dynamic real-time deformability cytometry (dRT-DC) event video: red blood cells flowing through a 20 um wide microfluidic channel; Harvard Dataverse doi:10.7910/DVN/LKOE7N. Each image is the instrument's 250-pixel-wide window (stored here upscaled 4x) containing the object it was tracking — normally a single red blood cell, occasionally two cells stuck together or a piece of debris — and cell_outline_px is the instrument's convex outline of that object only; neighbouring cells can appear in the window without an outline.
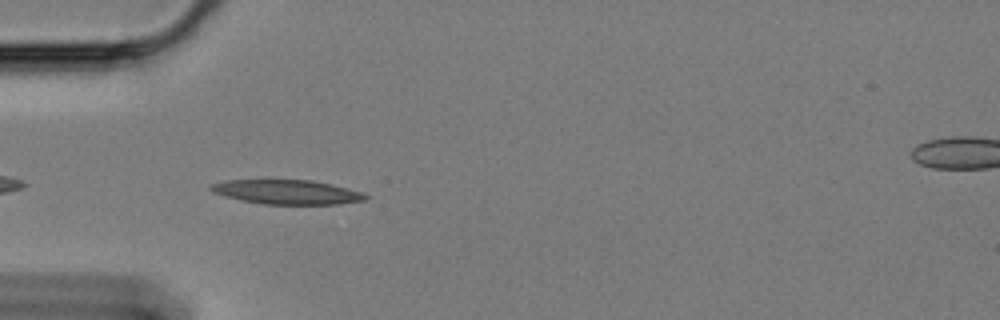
{"species": "Egyptian fruit bat (a non-hibernating species)", "species_latin": "Rousettus aegyptiacus", "temperature_condition": "cold", "stored_images_in_passage": 36, "camera_frame_rate_fps": 3000, "um_per_image_px": 0.085, "animal": {"sex": "female"}, "frame": {"image": 1, "passage_image": 3, "time_ms": 0.667, "image_size_px": [1000, 320], "cell_outline_px": [[368, 200], [340, 204], [264, 204], [240, 200], [212, 192], [208, 188], [208, 184], [224, 180], [312, 180], [360, 192], [368, 196]], "centroid_in_image_um": [24.32, 16.32], "position_along_channel_um": 60.7, "area_um2": 21.85}}
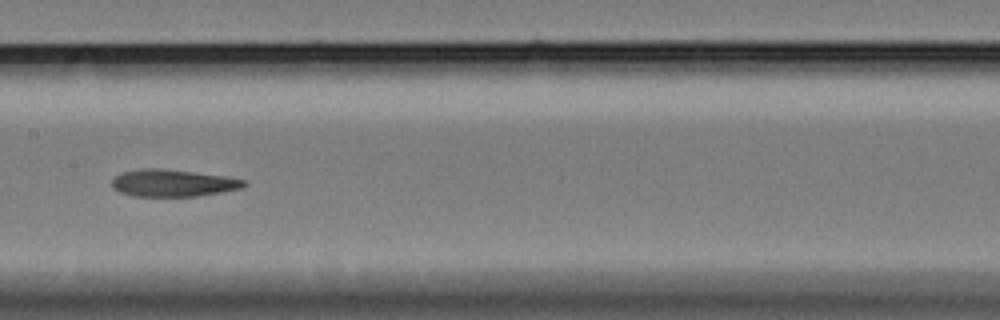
{"frame": {"image": 2, "passage_image": 15, "time_ms": 4.667, "image_size_px": [1000, 320], "cell_outline_px": [[248, 184], [240, 188], [220, 192], [196, 196], [132, 196], [120, 192], [112, 188], [112, 180], [116, 176], [124, 172], [140, 168], [160, 168], [224, 176], [248, 180]], "centroid_in_image_um": [14.69, 15.56], "position_along_channel_um": 192.7, "area_um2": 20.75}}
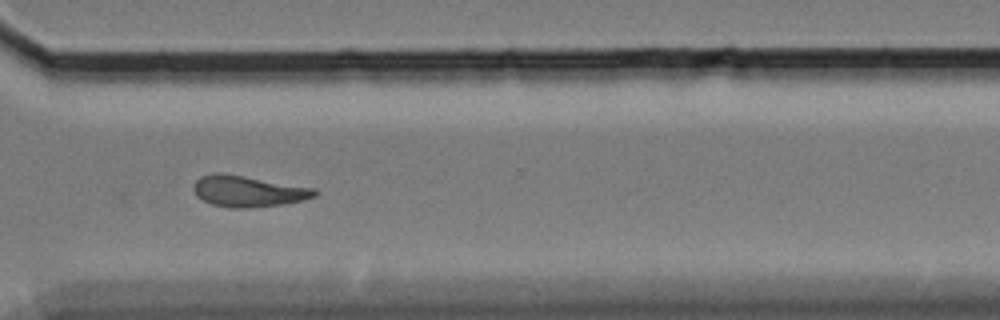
{"frame": {"image": 3, "passage_image": 29, "time_ms": 9.333, "image_size_px": [1000, 320], "cell_outline_px": [[320, 192], [316, 196], [304, 200], [284, 204], [248, 208], [228, 208], [212, 204], [196, 196], [192, 188], [196, 180], [200, 176], [212, 172], [220, 172], [316, 188]], "centroid_in_image_um": [21.09, 16.25], "position_along_channel_um": 349.5, "area_um2": 22.25}, "authors_computed_cell_mechanics": {"area_um2": 21.6172, "velocity_mm_per_s": 3.3705, "shape_relaxation_time_tau1_ms": null, "shape_relaxation_time_tau2_ms": 6.4668, "deformation_change_tau1": null, "deformation_change_tau2": 0.1484}}